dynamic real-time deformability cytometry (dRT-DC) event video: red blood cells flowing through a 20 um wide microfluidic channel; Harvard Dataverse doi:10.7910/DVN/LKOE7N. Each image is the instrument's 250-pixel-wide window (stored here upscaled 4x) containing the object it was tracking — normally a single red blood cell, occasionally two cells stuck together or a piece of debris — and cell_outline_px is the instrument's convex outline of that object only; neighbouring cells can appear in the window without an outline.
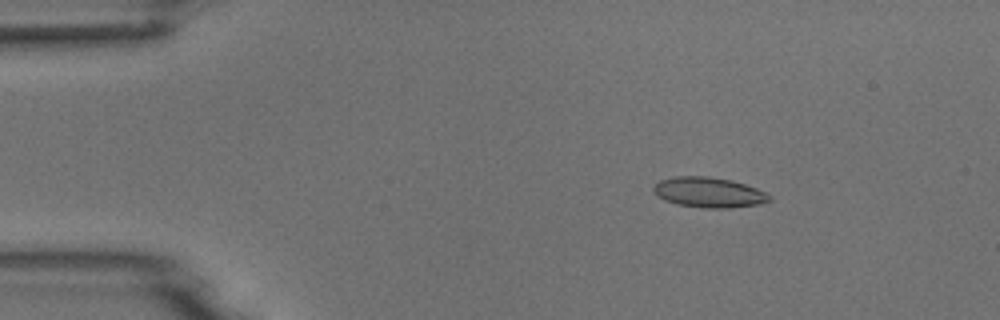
{"species": "common noctule bat (a hibernating species)", "species_latin": "Nyctalus noctula", "temperature_condition": "room temperature", "stored_images_in_passage": 5, "camera_frame_rate_fps": 3000, "um_per_image_px": 0.085, "animal": {"sex": "male", "body_mass_g": 18.8}, "frame": {"image": 1, "passage_image": 3, "time_ms": 2.333, "image_size_px": [1000, 320], "cell_outline_px": [[772, 200], [760, 204], [728, 208], [704, 208], [676, 204], [664, 200], [656, 196], [652, 192], [652, 188], [660, 180], [676, 176], [708, 176], [732, 180], [756, 188], [772, 196]], "centroid_in_image_um": [60.23, 16.36], "position_along_channel_um": 24.8, "area_um2": 20.58}}